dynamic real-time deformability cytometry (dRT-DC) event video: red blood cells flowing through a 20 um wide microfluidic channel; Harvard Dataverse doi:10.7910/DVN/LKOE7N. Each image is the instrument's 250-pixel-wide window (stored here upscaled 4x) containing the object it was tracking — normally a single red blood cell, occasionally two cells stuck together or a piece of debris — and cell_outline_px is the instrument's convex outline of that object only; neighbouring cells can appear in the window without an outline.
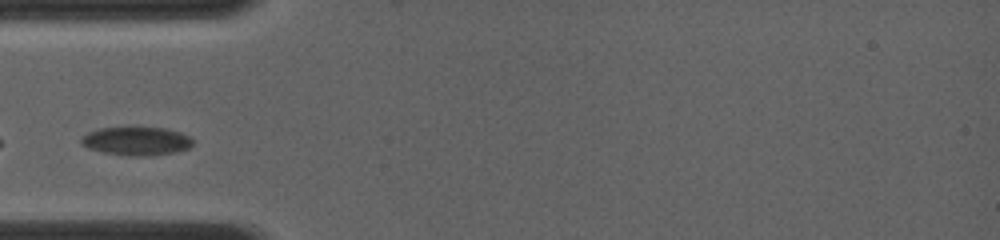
{"species": "common noctule bat (a hibernating species)", "species_latin": "Nyctalus noctula", "temperature_condition": "room temperature", "stored_images_in_passage": 6, "camera_frame_rate_fps": 4000, "um_per_image_px": 0.085, "animal": {"sex": "female", "body_mass_g": 19.0, "forearm_length_mm": 56.7}, "frame": {"image": 1, "passage_image": 1, "time_ms": 0.0, "image_size_px": [1000, 240], "cell_outline_px": [[192, 144], [188, 148], [176, 152], [140, 156], [132, 156], [104, 152], [88, 148], [80, 144], [80, 136], [88, 132], [100, 128], [164, 128], [180, 132], [188, 136], [192, 140]], "centroid_in_image_um": [11.55, 11.99], "position_along_channel_um": 73.5, "area_um2": 18.26}}
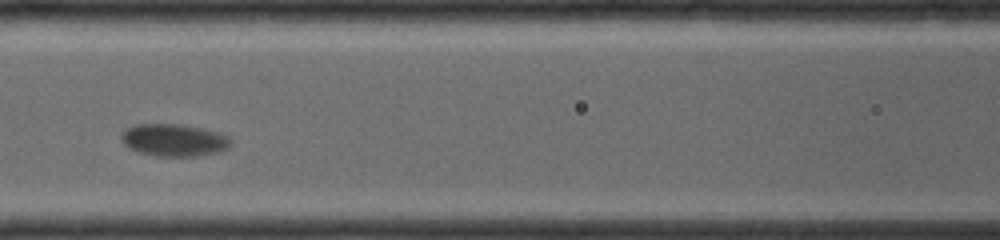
{"frame": {"image": 2, "passage_image": 3, "time_ms": 2.0, "image_size_px": [1000, 240], "cell_outline_px": [[232, 144], [228, 148], [220, 152], [196, 156], [156, 156], [136, 152], [128, 148], [120, 140], [120, 136], [128, 128], [136, 124], [180, 124], [220, 132], [228, 136], [232, 140]], "centroid_in_image_um": [14.8, 11.92], "position_along_channel_um": 151.8, "area_um2": 20.87}}
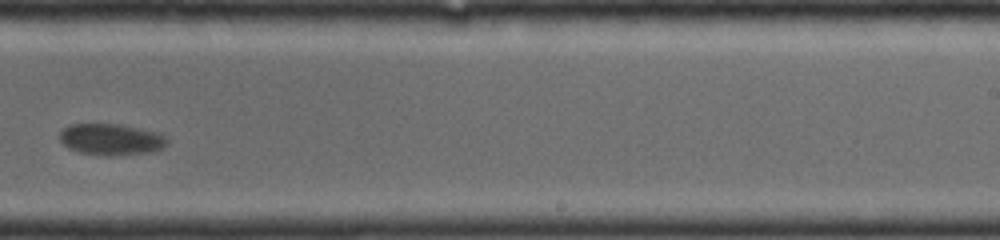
{"frame": {"image": 3, "passage_image": 6, "time_ms": 5.25, "image_size_px": [1000, 240], "cell_outline_px": [[168, 144], [164, 148], [152, 152], [104, 156], [80, 152], [68, 148], [60, 140], [60, 132], [68, 124], [120, 124], [160, 132], [168, 136]], "centroid_in_image_um": [9.51, 11.84], "position_along_channel_um": 279.5, "area_um2": 19.94}}